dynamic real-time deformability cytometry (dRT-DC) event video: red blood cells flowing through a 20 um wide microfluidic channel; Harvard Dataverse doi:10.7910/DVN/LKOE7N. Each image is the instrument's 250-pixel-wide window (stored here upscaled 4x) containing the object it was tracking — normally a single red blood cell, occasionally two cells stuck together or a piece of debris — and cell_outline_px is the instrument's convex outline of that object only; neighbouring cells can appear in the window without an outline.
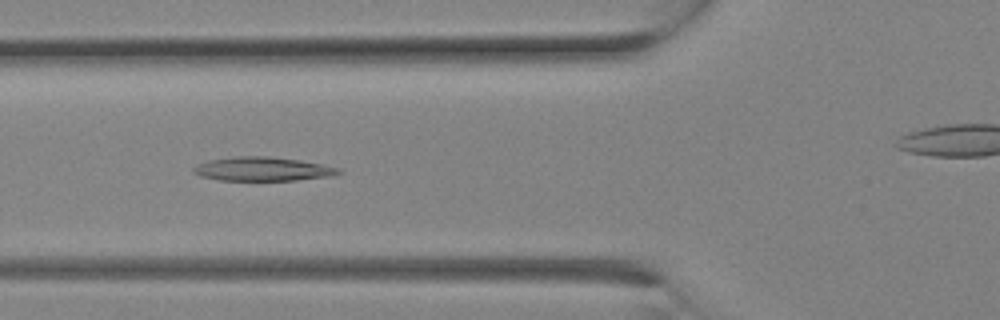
{"species": "Egyptian fruit bat (a non-hibernating species)", "species_latin": "Rousettus aegyptiacus", "temperature_condition": "room temperature", "stored_images_in_passage": 13, "camera_frame_rate_fps": 3000, "um_per_image_px": 0.085, "animal": {"sex": "female"}, "frame": {"image": 1, "passage_image": 10, "time_ms": 3.0, "image_size_px": [1000, 320], "cell_outline_px": [[344, 172], [332, 176], [296, 180], [220, 180], [200, 176], [192, 172], [192, 168], [196, 164], [208, 160], [236, 156], [268, 156], [300, 160], [324, 164], [340, 168]], "centroid_in_image_um": [22.34, 14.36], "position_along_channel_um": 103.5, "area_um2": 20.4}}
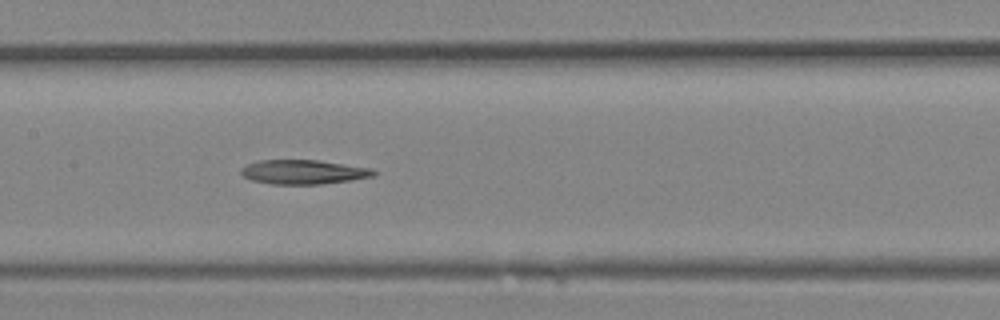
{"frame": {"image": 2, "passage_image": 13, "time_ms": 4.0, "image_size_px": [1000, 320], "cell_outline_px": [[380, 172], [376, 176], [352, 180], [320, 184], [272, 184], [248, 180], [240, 172], [240, 168], [248, 164], [260, 160], [320, 160], [372, 168]], "centroid_in_image_um": [25.84, 14.62], "position_along_channel_um": 181.6, "area_um2": 19.07}}